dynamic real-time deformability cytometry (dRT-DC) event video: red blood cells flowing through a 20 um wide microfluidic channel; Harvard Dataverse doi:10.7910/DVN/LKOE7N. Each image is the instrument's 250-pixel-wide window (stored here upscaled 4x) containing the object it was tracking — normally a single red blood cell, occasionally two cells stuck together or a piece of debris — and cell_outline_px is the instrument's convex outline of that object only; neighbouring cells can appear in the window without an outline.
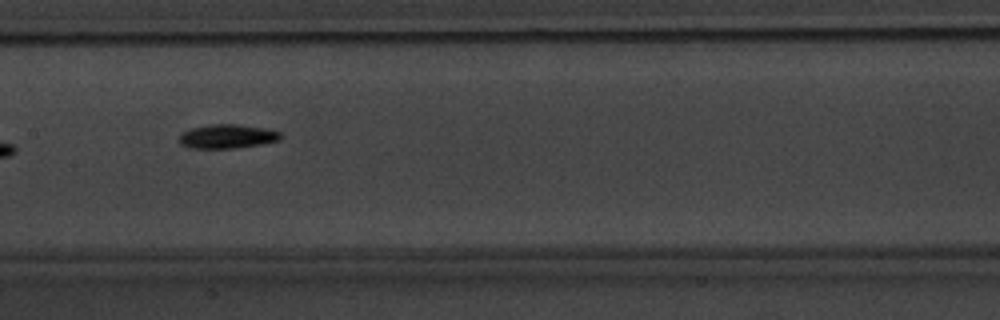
{"species": "common noctule bat (a hibernating species)", "species_latin": "Nyctalus noctula", "temperature_condition": "warm", "stored_images_in_passage": 9, "camera_frame_rate_fps": 3000, "um_per_image_px": 0.085, "animal": {"sex": "male", "body_mass_g": 20.1, "forearm_length_mm": 53.5}, "frame": {"image": 1, "passage_image": 9, "time_ms": 9.333, "image_size_px": [1000, 320], "cell_outline_px": [[284, 136], [280, 140], [260, 144], [232, 148], [188, 148], [180, 144], [180, 132], [192, 128], [208, 124], [236, 124], [268, 128], [280, 132]], "centroid_in_image_um": [19.33, 11.58], "position_along_channel_um": 188.1, "area_um2": 14.33}}